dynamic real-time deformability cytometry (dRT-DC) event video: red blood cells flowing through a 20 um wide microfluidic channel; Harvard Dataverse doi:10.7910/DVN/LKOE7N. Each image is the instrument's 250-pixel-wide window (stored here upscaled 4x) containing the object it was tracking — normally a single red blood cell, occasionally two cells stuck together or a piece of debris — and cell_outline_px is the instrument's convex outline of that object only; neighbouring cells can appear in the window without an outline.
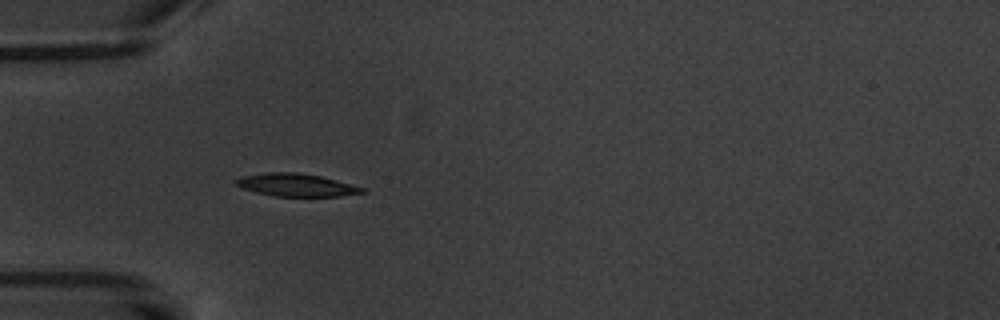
{"species": "common noctule bat (a hibernating species)", "species_latin": "Nyctalus noctula", "temperature_condition": "warm", "stored_images_in_passage": 6, "camera_frame_rate_fps": 3000, "um_per_image_px": 0.085, "animal": {"sex": "male", "body_mass_g": 20.1, "forearm_length_mm": 53.5}, "frame": {"image": 1, "passage_image": 5, "time_ms": 5.667, "image_size_px": [1000, 320], "cell_outline_px": [[368, 192], [340, 196], [272, 196], [256, 192], [244, 188], [236, 184], [232, 180], [240, 176], [268, 172], [296, 172], [320, 176], [336, 180], [364, 188]], "centroid_in_image_um": [25.16, 15.72], "position_along_channel_um": 59.8, "area_um2": 16.7}}